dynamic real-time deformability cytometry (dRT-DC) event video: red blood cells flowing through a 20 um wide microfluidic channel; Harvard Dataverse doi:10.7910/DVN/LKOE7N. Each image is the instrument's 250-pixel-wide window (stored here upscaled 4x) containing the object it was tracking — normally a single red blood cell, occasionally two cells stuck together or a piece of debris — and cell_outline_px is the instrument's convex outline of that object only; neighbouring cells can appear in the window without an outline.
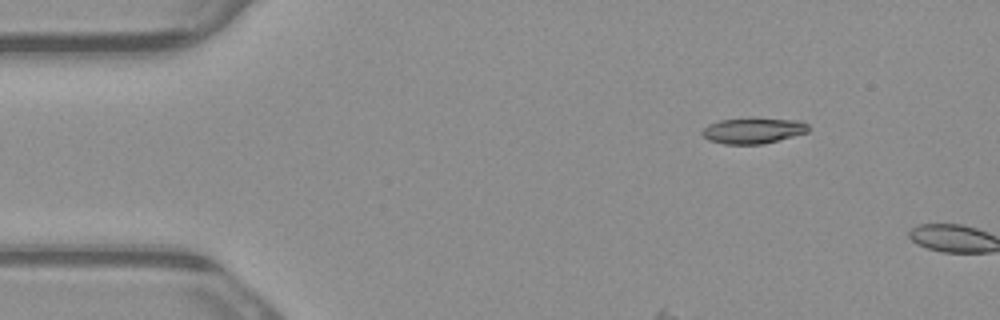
{"species": "common noctule bat (a hibernating species)", "species_latin": "Nyctalus noctula", "temperature_condition": "warm", "stored_images_in_passage": 3, "camera_frame_rate_fps": 3000, "um_per_image_px": 0.085, "animal": {"sex": "male", "body_mass_g": 23.1, "forearm_length_mm": 52.7}, "frame": {"image": 1, "passage_image": 1, "time_ms": 0.0, "image_size_px": [1000, 320], "cell_outline_px": [[808, 132], [764, 144], [724, 144], [708, 140], [700, 132], [708, 124], [720, 120], [804, 120], [808, 124]], "centroid_in_image_um": [64.01, 11.14], "position_along_channel_um": 21.0, "area_um2": 15.43}}